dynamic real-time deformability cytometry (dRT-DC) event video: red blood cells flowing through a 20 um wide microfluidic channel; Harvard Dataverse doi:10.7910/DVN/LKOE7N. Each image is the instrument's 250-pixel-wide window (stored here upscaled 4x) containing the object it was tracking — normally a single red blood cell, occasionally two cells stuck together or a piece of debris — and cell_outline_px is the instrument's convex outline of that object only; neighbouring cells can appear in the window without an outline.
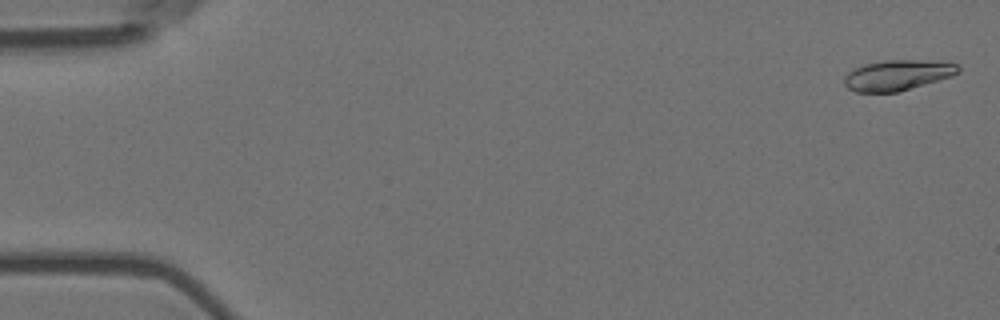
{"species": "Egyptian fruit bat (a non-hibernating species)", "species_latin": "Rousettus aegyptiacus", "temperature_condition": "room temperature", "stored_images_in_passage": 6, "camera_frame_rate_fps": 3000, "um_per_image_px": 0.085, "animal": {"sex": "female"}, "frame": {"image": 1, "passage_image": 1, "time_ms": 0.0, "image_size_px": [1000, 320], "cell_outline_px": [[960, 72], [952, 76], [896, 92], [856, 92], [848, 88], [844, 84], [844, 76], [848, 72], [864, 64], [884, 60], [928, 60], [956, 64], [960, 68]], "centroid_in_image_um": [76.27, 6.38], "position_along_channel_um": 8.7, "area_um2": 20.06}}
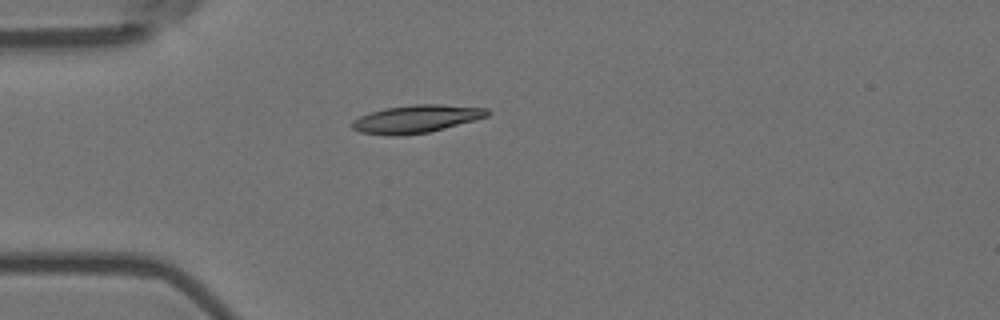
{"frame": {"image": 2, "passage_image": 5, "time_ms": 1.333, "image_size_px": [1000, 320], "cell_outline_px": [[492, 112], [488, 116], [444, 128], [428, 132], [404, 136], [388, 136], [360, 132], [352, 128], [352, 120], [360, 116], [384, 108], [412, 104], [440, 104], [488, 108]], "centroid_in_image_um": [35.38, 10.11], "position_along_channel_um": 49.6, "area_um2": 22.02}}